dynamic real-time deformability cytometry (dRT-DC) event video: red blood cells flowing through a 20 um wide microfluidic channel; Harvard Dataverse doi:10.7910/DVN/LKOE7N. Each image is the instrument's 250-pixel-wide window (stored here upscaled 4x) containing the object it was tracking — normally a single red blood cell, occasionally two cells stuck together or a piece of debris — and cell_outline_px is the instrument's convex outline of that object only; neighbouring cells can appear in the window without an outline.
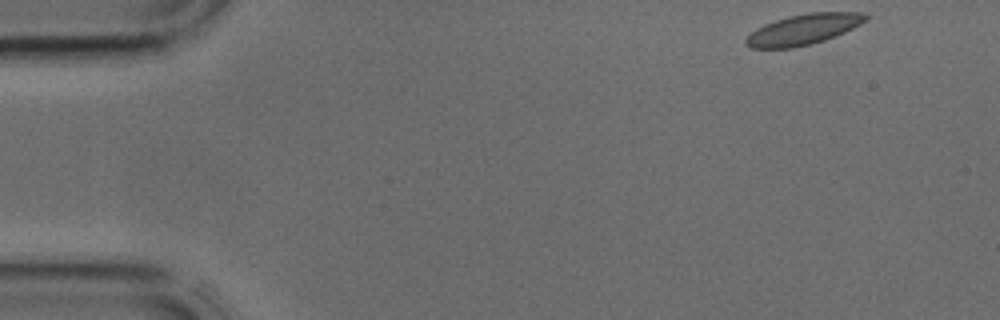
{"species": "common noctule bat (a hibernating species)", "species_latin": "Nyctalus noctula", "temperature_condition": "cold", "stored_images_in_passage": 3, "camera_frame_rate_fps": 3000, "um_per_image_px": 0.085, "animal": {"sex": "male", "body_mass_g": 17.9, "forearm_length_mm": 54.2}, "frame": {"image": 1, "passage_image": 1, "time_ms": 0.0, "image_size_px": [1000, 320], "cell_outline_px": [[868, 20], [836, 36], [812, 44], [792, 48], [748, 48], [744, 44], [744, 40], [756, 28], [764, 24], [788, 16], [808, 12], [860, 12], [868, 16]], "centroid_in_image_um": [68.27, 2.5], "position_along_channel_um": 16.7, "area_um2": 21.39}}
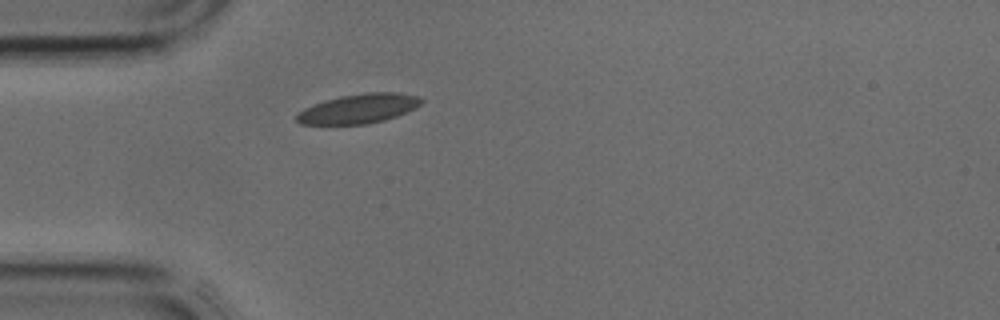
{"frame": {"image": 2, "passage_image": 3, "time_ms": 0.667, "image_size_px": [1000, 320], "cell_outline_px": [[424, 100], [416, 108], [396, 116], [384, 120], [364, 124], [300, 124], [296, 120], [296, 116], [304, 108], [324, 100], [340, 96], [368, 92], [400, 92], [420, 96]], "centroid_in_image_um": [30.52, 9.22], "position_along_channel_um": 54.5, "area_um2": 21.39}}